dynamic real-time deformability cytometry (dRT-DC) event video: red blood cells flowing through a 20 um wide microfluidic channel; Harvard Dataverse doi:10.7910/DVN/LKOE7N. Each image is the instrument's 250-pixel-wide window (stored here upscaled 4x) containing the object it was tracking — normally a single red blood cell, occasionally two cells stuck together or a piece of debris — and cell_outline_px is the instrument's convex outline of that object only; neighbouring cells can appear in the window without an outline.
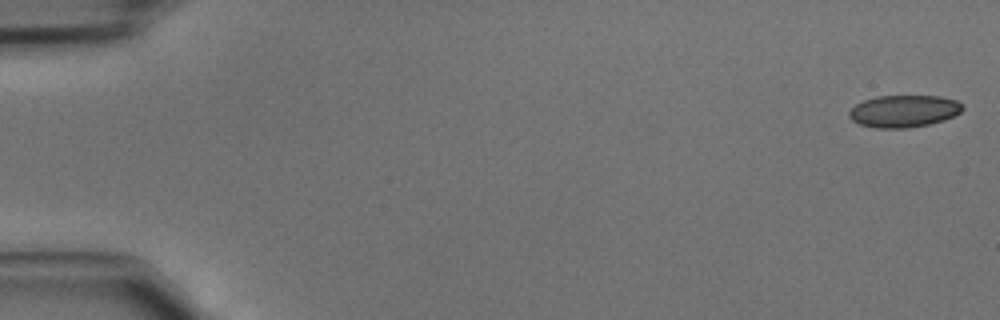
{"species": "common noctule bat (a hibernating species)", "species_latin": "Nyctalus noctula", "temperature_condition": "cold", "stored_images_in_passage": 11, "camera_frame_rate_fps": 3000, "um_per_image_px": 0.085, "animal": {"sex": "male", "body_mass_g": 15.6}, "frame": {"image": 1, "passage_image": 1, "time_ms": 0.0, "image_size_px": [1000, 320], "cell_outline_px": [[964, 108], [960, 112], [944, 120], [928, 124], [908, 128], [876, 128], [860, 124], [852, 120], [848, 116], [848, 112], [856, 104], [864, 100], [876, 96], [940, 96], [956, 100]], "centroid_in_image_um": [76.8, 9.44], "position_along_channel_um": 8.2, "area_um2": 21.15}}